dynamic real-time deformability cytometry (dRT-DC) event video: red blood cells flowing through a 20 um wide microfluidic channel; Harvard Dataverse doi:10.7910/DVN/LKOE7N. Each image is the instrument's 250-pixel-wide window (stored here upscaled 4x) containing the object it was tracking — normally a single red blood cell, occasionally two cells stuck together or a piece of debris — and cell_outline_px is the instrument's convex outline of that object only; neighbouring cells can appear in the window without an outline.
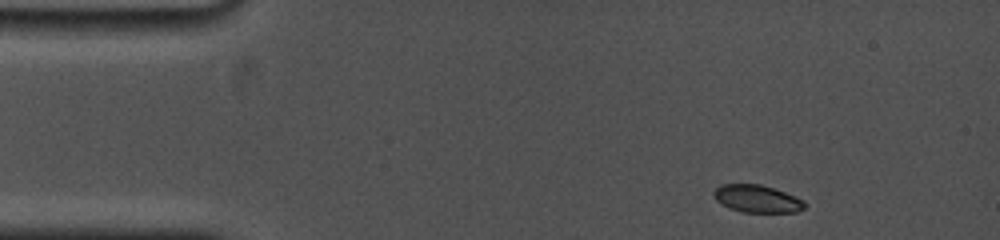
{"species": "common noctule bat (a hibernating species)", "species_latin": "Nyctalus noctula", "temperature_condition": "cold", "stored_images_in_passage": 59, "camera_frame_rate_fps": 5000, "um_per_image_px": 0.085, "animal": {"sex": "female", "body_mass_g": 19.0, "forearm_length_mm": 53.3}, "frame": {"image": 1, "passage_image": 1, "time_ms": 0.0, "image_size_px": [1000, 240], "cell_outline_px": [[804, 208], [796, 212], [740, 212], [728, 208], [716, 200], [712, 192], [720, 184], [760, 184], [796, 196], [804, 200]], "centroid_in_image_um": [64.32, 16.89], "position_along_channel_um": 20.7, "area_um2": 14.57}}
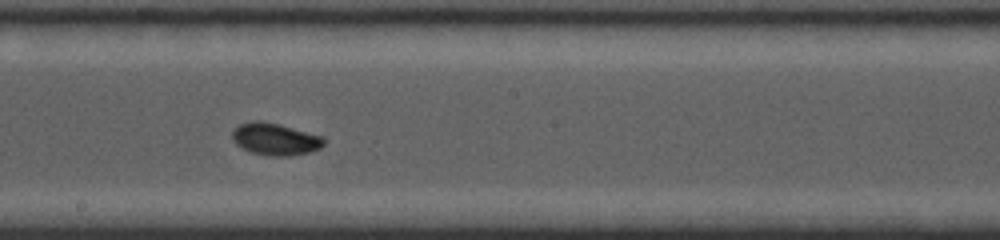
{"frame": {"image": 2, "passage_image": 29, "time_ms": 7.4, "image_size_px": [1000, 240], "cell_outline_px": [[328, 140], [320, 148], [308, 152], [288, 156], [272, 156], [252, 152], [236, 144], [232, 140], [232, 132], [240, 124], [252, 120], [260, 120], [324, 136]], "centroid_in_image_um": [23.42, 11.82], "position_along_channel_um": 224.8, "area_um2": 16.99}}
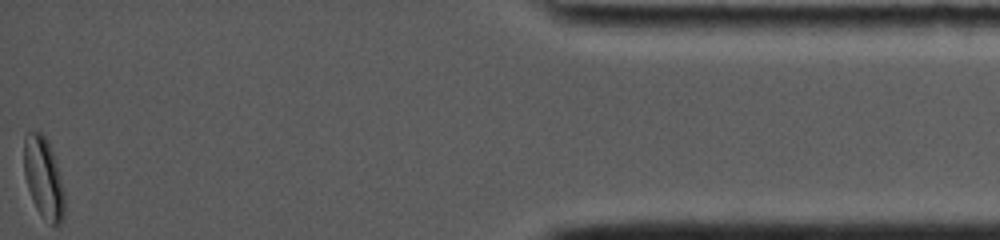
{"frame": {"image": 3, "passage_image": 58, "time_ms": 14.6, "image_size_px": [1000, 240], "cell_outline_px": [[64, 220], [60, 224], [52, 224], [36, 208], [32, 200], [24, 176], [24, 136], [28, 132], [40, 132], [48, 140], [64, 188]], "centroid_in_image_um": [3.7, 15.11], "position_along_channel_um": 431.5, "area_um2": 18.96}, "authors_computed_cell_mechanics": {"area_um2": 16.4152, "velocity_mm_per_s": 3.7851, "shape_relaxation_time_tau1_ms": 2.24, "shape_relaxation_time_tau2_ms": 4.3803, "deformation_change_tau1": 0.0898, "deformation_change_tau2": 0.0562}}